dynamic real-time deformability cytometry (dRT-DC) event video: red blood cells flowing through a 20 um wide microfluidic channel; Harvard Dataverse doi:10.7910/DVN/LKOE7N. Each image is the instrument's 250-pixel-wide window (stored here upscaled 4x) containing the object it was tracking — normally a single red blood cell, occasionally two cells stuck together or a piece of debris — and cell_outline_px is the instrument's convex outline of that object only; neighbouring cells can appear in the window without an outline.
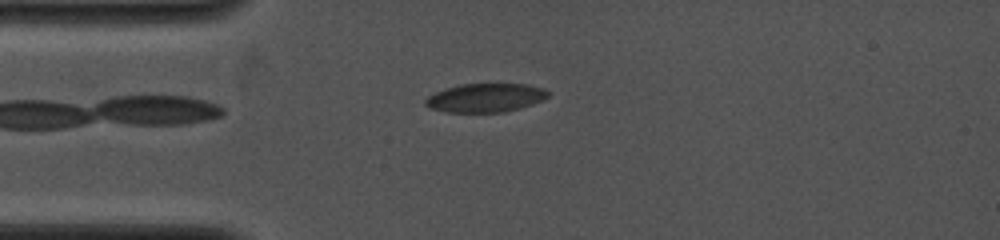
{"species": "common noctule bat (a hibernating species)", "species_latin": "Nyctalus noctula", "temperature_condition": "cold", "stored_images_in_passage": 13, "camera_frame_rate_fps": 4000, "um_per_image_px": 0.085, "animal": {"sex": "female", "body_mass_g": 19.0, "forearm_length_mm": 53.3}, "frame": {"image": 1, "passage_image": 2, "time_ms": 1.0, "image_size_px": [1000, 240], "cell_outline_px": [[548, 96], [544, 100], [520, 108], [504, 112], [444, 112], [428, 108], [424, 104], [424, 100], [428, 96], [436, 92], [460, 84], [528, 84], [544, 88], [548, 92]], "centroid_in_image_um": [41.26, 8.32], "position_along_channel_um": 43.7, "area_um2": 20.58}}
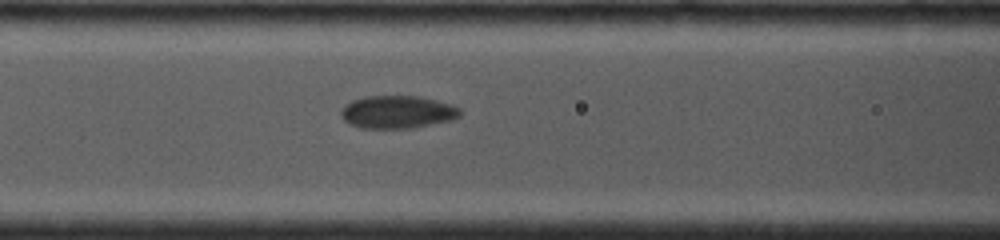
{"frame": {"image": 2, "passage_image": 7, "time_ms": 3.5, "image_size_px": [1000, 240], "cell_outline_px": [[460, 116], [452, 120], [416, 128], [360, 128], [348, 124], [340, 116], [340, 112], [352, 100], [364, 96], [420, 96], [452, 104], [460, 108]], "centroid_in_image_um": [33.8, 9.53], "position_along_channel_um": 132.8, "area_um2": 22.95}}
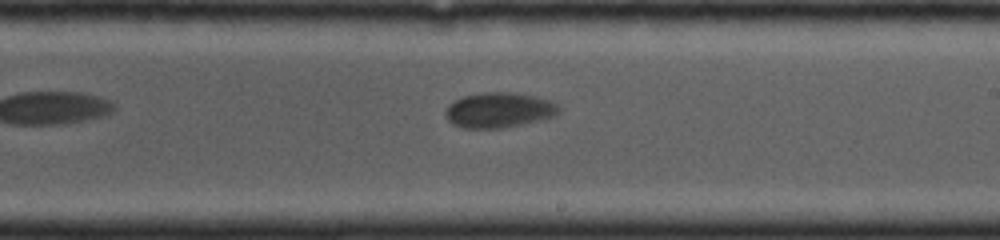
{"frame": {"image": 3, "passage_image": 13, "time_ms": 6.25, "image_size_px": [1000, 240], "cell_outline_px": [[560, 112], [556, 116], [524, 124], [500, 128], [460, 128], [452, 124], [444, 116], [444, 112], [448, 104], [464, 96], [484, 92], [512, 92], [532, 96], [548, 100], [556, 104], [560, 108]], "centroid_in_image_um": [42.38, 9.37], "position_along_channel_um": 246.6, "area_um2": 23.35}}